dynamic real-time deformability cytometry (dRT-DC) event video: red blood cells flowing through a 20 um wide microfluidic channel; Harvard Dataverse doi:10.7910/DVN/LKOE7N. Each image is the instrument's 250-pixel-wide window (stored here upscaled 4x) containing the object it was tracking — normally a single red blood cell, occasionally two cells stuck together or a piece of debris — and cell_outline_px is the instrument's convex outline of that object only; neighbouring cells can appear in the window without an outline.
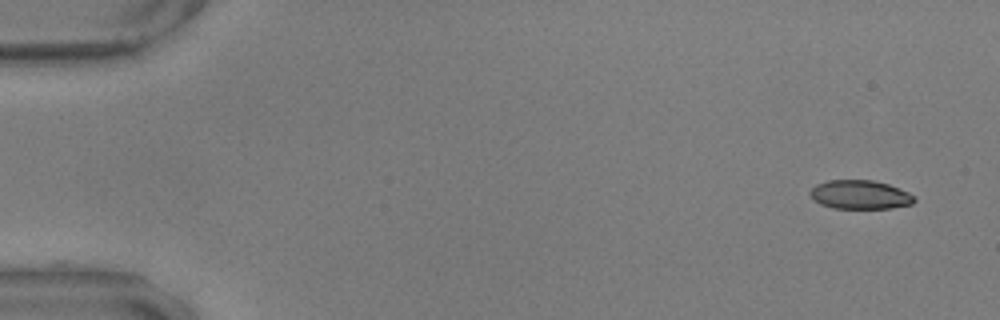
{"species": "common noctule bat (a hibernating species)", "species_latin": "Nyctalus noctula", "temperature_condition": "warm", "stored_images_in_passage": 4, "camera_frame_rate_fps": 3000, "um_per_image_px": 0.085, "animal": {"sex": "male", "body_mass_g": 17.9, "forearm_length_mm": 54.2}, "frame": {"image": 1, "passage_image": 1, "time_ms": 0.0, "image_size_px": [1000, 320], "cell_outline_px": [[916, 200], [912, 204], [892, 208], [832, 208], [820, 204], [812, 196], [812, 188], [816, 184], [828, 180], [872, 180], [888, 184], [908, 192]], "centroid_in_image_um": [73.12, 16.55], "position_along_channel_um": 11.9, "area_um2": 17.28}}